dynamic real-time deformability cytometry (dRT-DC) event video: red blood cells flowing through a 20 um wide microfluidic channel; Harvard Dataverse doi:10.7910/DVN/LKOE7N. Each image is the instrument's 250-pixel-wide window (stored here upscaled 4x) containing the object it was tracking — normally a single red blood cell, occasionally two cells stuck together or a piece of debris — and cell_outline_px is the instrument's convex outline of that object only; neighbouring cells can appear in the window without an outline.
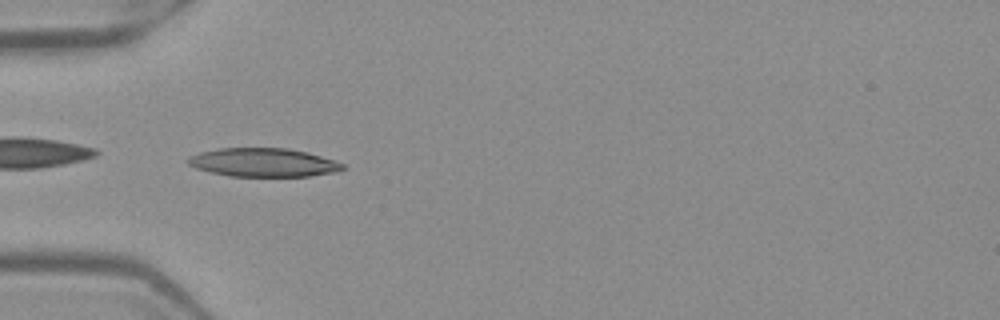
{"species": "Egyptian fruit bat (a non-hibernating species)", "species_latin": "Rousettus aegyptiacus", "temperature_condition": "warm", "stored_images_in_passage": 36, "camera_frame_rate_fps": 3000, "um_per_image_px": 0.085, "frame": {"image": 1, "passage_image": 1, "time_ms": 0.0, "image_size_px": [1000, 320], "cell_outline_px": [[344, 168], [336, 172], [308, 176], [228, 176], [196, 168], [188, 164], [184, 160], [200, 152], [220, 148], [288, 148], [308, 152], [336, 160], [344, 164]], "centroid_in_image_um": [22.4, 13.8], "position_along_channel_um": 62.6, "area_um2": 25.78}}
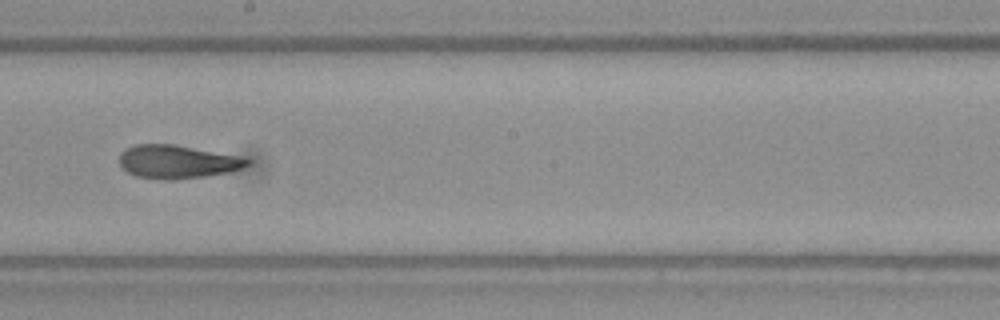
{"frame": {"image": 2, "passage_image": 14, "time_ms": 4.333, "image_size_px": [1000, 320], "cell_outline_px": [[252, 164], [244, 168], [232, 172], [208, 176], [172, 180], [164, 180], [136, 176], [128, 172], [120, 164], [120, 152], [124, 148], [136, 144], [172, 144], [252, 160]], "centroid_in_image_um": [15.05, 13.77], "position_along_channel_um": 233.1, "area_um2": 24.68}}
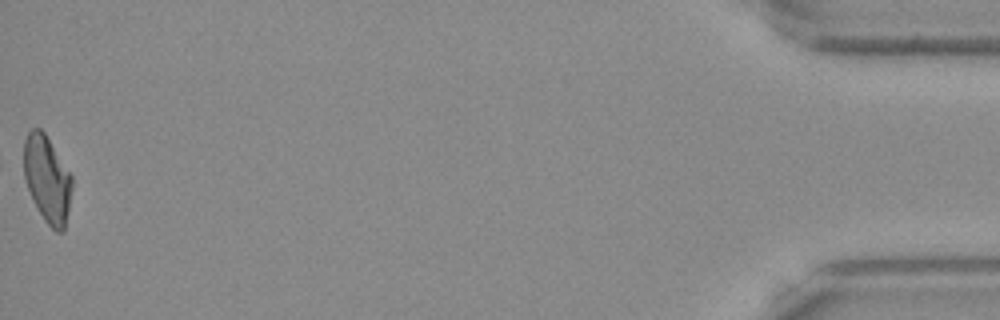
{"frame": {"image": 3, "passage_image": 36, "time_ms": 11.667, "image_size_px": [1000, 320], "cell_outline_px": [[72, 188], [64, 232], [56, 232], [44, 220], [28, 188], [24, 176], [24, 140], [28, 132], [32, 128], [40, 128], [44, 132], [72, 176]], "centroid_in_image_um": [4.02, 15.22], "position_along_channel_um": 431.2, "area_um2": 23.99}, "authors_computed_cell_mechanics": {"area_um2": 24.8251, "velocity_mm_per_s": 3.9782, "shape_relaxation_time_tau1_ms": null, "shape_relaxation_time_tau2_ms": 2.7889, "deformation_change_tau1": null, "deformation_change_tau2": 0.1093}}